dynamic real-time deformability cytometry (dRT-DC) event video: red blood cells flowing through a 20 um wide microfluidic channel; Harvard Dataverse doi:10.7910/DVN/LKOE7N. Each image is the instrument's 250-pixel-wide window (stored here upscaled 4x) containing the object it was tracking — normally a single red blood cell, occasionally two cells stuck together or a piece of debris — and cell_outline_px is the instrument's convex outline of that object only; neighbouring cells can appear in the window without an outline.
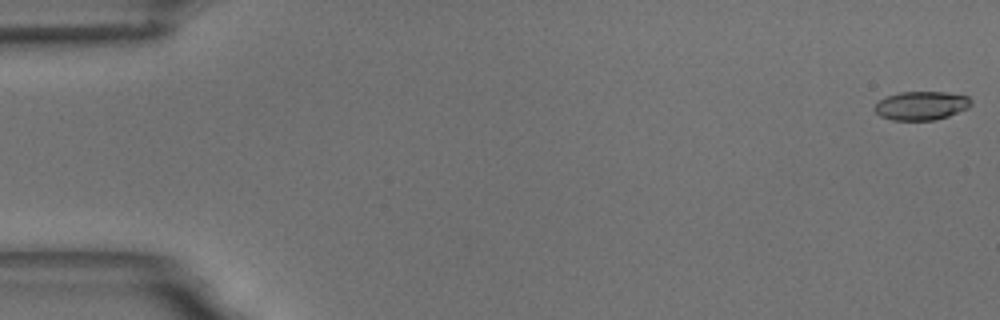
{"species": "common noctule bat (a hibernating species)", "species_latin": "Nyctalus noctula", "temperature_condition": "room temperature", "stored_images_in_passage": 55, "camera_frame_rate_fps": 3000, "um_per_image_px": 0.085, "animal": {"sex": "male", "body_mass_g": 18.8}, "frame": {"image": 1, "passage_image": 1, "time_ms": 0.0, "image_size_px": [1000, 320], "cell_outline_px": [[972, 104], [968, 108], [948, 116], [936, 120], [892, 120], [880, 116], [872, 108], [880, 100], [888, 96], [900, 92], [948, 92], [968, 96], [972, 100]], "centroid_in_image_um": [78.33, 8.98], "position_along_channel_um": 6.7, "area_um2": 16.18}}
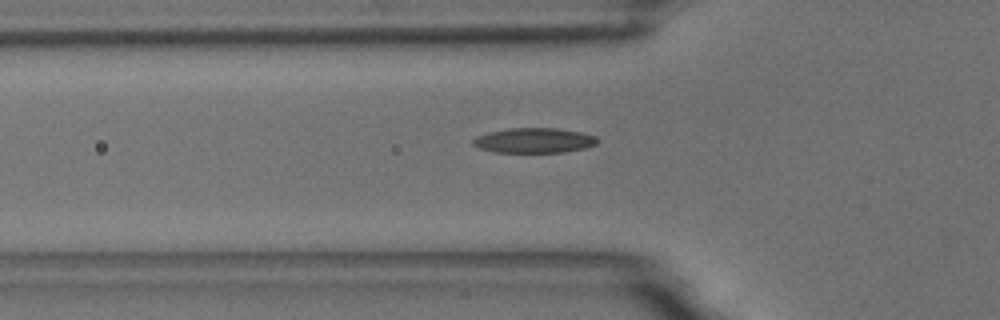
{"frame": {"image": 2, "passage_image": 19, "time_ms": 6.0, "image_size_px": [1000, 320], "cell_outline_px": [[600, 140], [596, 144], [584, 148], [564, 152], [492, 152], [480, 148], [472, 144], [472, 140], [476, 136], [488, 132], [508, 128], [556, 128], [580, 132], [596, 136]], "centroid_in_image_um": [45.39, 11.93], "position_along_channel_um": 80.4, "area_um2": 18.15}}
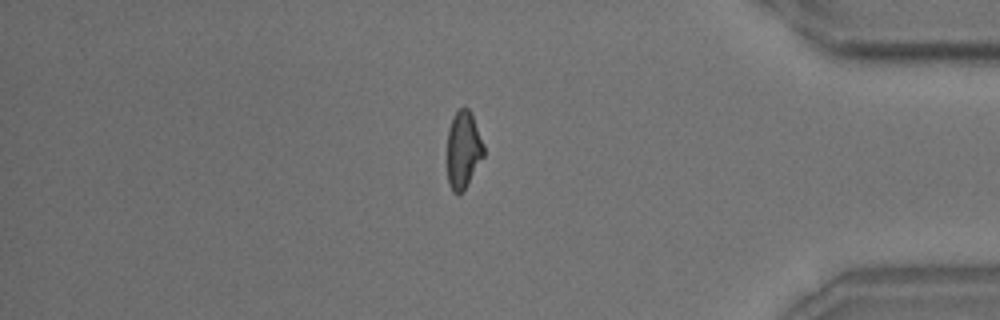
{"frame": {"image": 3, "passage_image": 47, "time_ms": 15.333, "image_size_px": [1000, 320], "cell_outline_px": [[484, 156], [464, 188], [460, 192], [452, 192], [448, 184], [448, 128], [452, 116], [464, 104], [472, 112], [484, 144]], "centroid_in_image_um": [39.39, 12.64], "position_along_channel_um": 395.8, "area_um2": 16.47}, "authors_computed_cell_mechanics": {"area_um2": 17.1666, "velocity_mm_per_s": 3.6874, "shape_relaxation_time_tau1_ms": 6.2665, "shape_relaxation_time_tau2_ms": 2.9543, "deformation_change_tau1": 0.1808, "deformation_change_tau2": 0.0986}}